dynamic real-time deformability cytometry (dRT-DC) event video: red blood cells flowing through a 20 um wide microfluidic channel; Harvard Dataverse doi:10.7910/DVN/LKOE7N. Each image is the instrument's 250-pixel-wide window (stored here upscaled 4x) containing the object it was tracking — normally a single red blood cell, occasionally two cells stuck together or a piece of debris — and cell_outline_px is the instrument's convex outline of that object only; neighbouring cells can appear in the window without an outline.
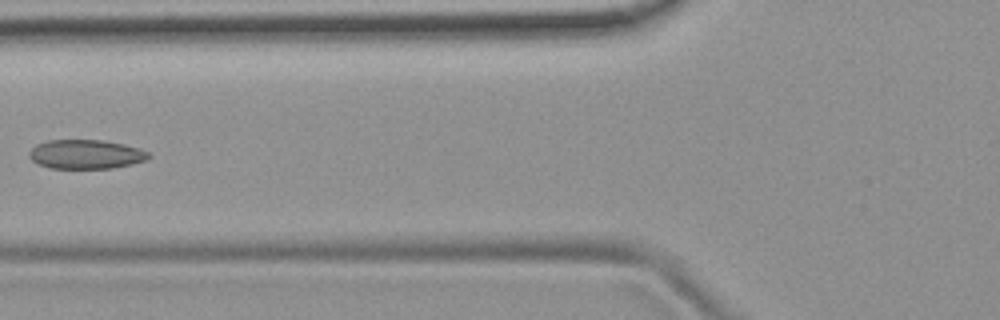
{"species": "common noctule bat (a hibernating species)", "species_latin": "Nyctalus noctula", "temperature_condition": "room temperature", "stored_images_in_passage": 7, "camera_frame_rate_fps": 3000, "um_per_image_px": 0.085, "animal": {"sex": "female", "body_mass_g": 19.9}, "frame": {"image": 1, "passage_image": 6, "time_ms": 6.667, "image_size_px": [1000, 320], "cell_outline_px": [[152, 156], [148, 160], [132, 164], [112, 168], [48, 168], [32, 160], [28, 156], [28, 152], [36, 144], [48, 140], [100, 140], [124, 144], [140, 148], [148, 152]], "centroid_in_image_um": [7.32, 13.11], "position_along_channel_um": 118.5, "area_um2": 20.4}}
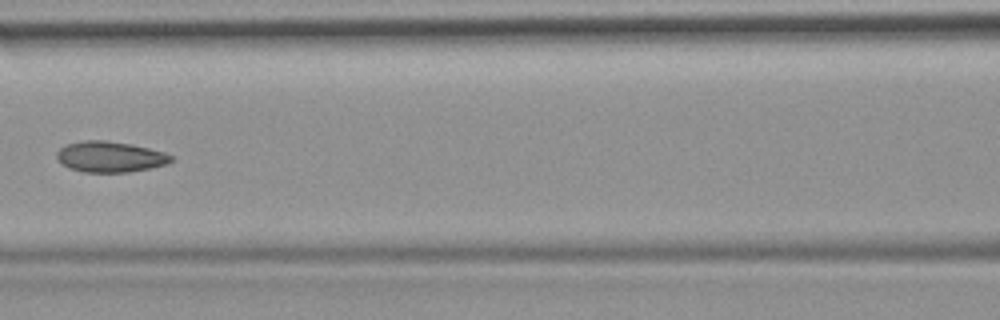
{"frame": {"image": 2, "passage_image": 7, "time_ms": 7.667, "image_size_px": [1000, 320], "cell_outline_px": [[172, 160], [168, 164], [128, 172], [84, 172], [68, 168], [60, 164], [56, 160], [56, 152], [64, 144], [84, 140], [104, 140], [132, 144], [164, 152], [172, 156]], "centroid_in_image_um": [9.29, 13.32], "position_along_channel_um": 157.3, "area_um2": 20.69}}